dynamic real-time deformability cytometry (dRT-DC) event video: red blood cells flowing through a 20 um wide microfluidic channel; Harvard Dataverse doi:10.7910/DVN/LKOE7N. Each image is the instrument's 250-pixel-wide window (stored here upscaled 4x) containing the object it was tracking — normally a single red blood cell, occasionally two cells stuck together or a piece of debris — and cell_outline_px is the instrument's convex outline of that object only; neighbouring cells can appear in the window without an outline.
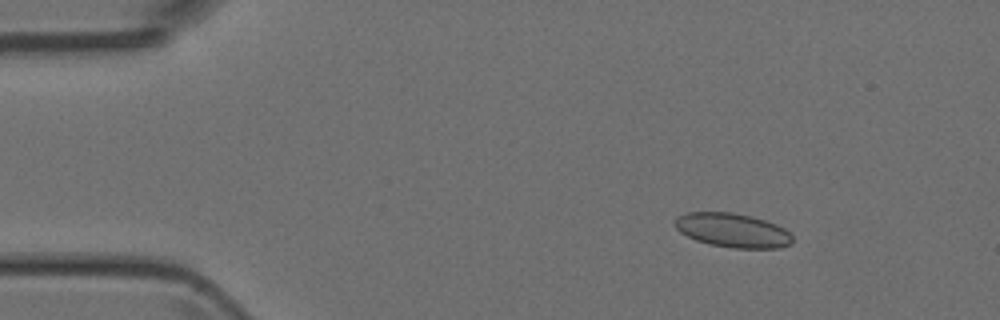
{"species": "Egyptian fruit bat (a non-hibernating species)", "species_latin": "Rousettus aegyptiacus", "temperature_condition": "room temperature", "stored_images_in_passage": 6, "camera_frame_rate_fps": 3000, "um_per_image_px": 0.085, "animal": {"sex": "female"}, "frame": {"image": 1, "passage_image": 3, "time_ms": 2.0, "image_size_px": [1000, 320], "cell_outline_px": [[792, 244], [780, 248], [732, 248], [708, 244], [696, 240], [680, 232], [672, 224], [676, 216], [688, 212], [732, 212], [752, 216], [776, 224], [784, 228], [792, 236]], "centroid_in_image_um": [62.24, 19.57], "position_along_channel_um": 22.8, "area_um2": 23.58}}